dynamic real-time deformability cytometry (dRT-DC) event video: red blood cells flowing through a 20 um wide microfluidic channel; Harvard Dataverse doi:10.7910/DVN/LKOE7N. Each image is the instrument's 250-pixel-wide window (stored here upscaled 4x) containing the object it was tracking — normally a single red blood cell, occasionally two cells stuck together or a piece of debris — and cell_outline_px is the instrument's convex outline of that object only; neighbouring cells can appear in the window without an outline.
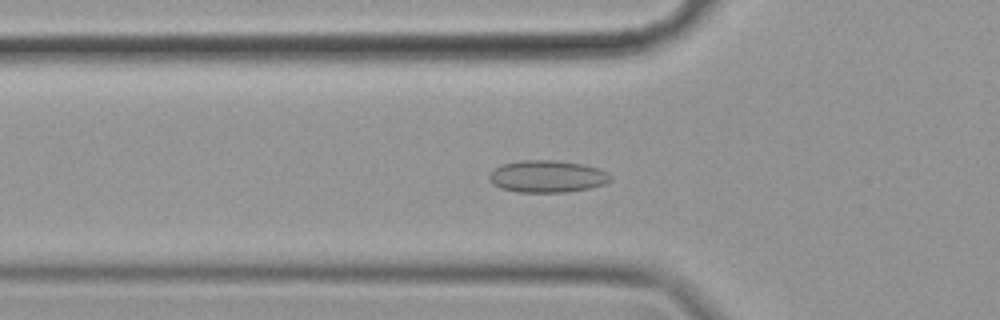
{"species": "common noctule bat (a hibernating species)", "species_latin": "Nyctalus noctula", "temperature_condition": "cold", "stored_images_in_passage": 49, "camera_frame_rate_fps": 3000, "um_per_image_px": 0.085, "animal": {"sex": "female", "body_mass_g": 19.9}, "frame": {"image": 1, "passage_image": 18, "time_ms": 5.667, "image_size_px": [1000, 320], "cell_outline_px": [[612, 180], [604, 184], [588, 188], [568, 192], [516, 192], [500, 188], [492, 184], [488, 180], [488, 176], [492, 168], [504, 164], [524, 160], [556, 160], [584, 164], [608, 172], [612, 176]], "centroid_in_image_um": [46.49, 15.0], "position_along_channel_um": 79.3, "area_um2": 22.89}}
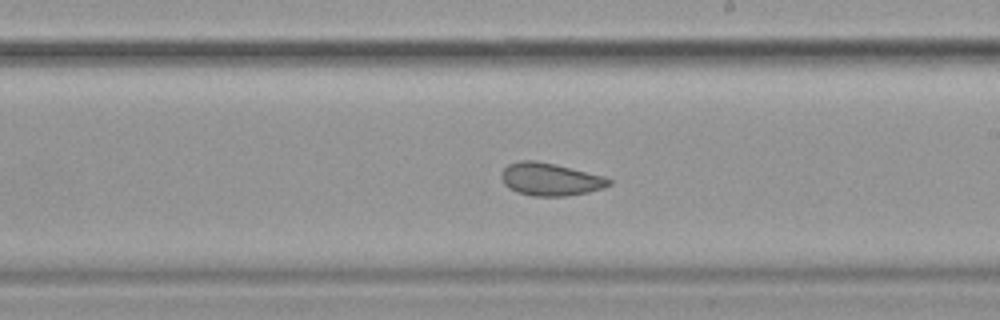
{"frame": {"image": 2, "passage_image": 32, "time_ms": 10.333, "image_size_px": [1000, 320], "cell_outline_px": [[612, 184], [604, 188], [588, 192], [564, 196], [532, 196], [516, 192], [508, 188], [504, 184], [500, 176], [504, 168], [508, 164], [520, 160], [536, 160], [556, 164], [604, 176], [612, 180]], "centroid_in_image_um": [46.76, 15.24], "position_along_channel_um": 242.2, "area_um2": 20.69}}
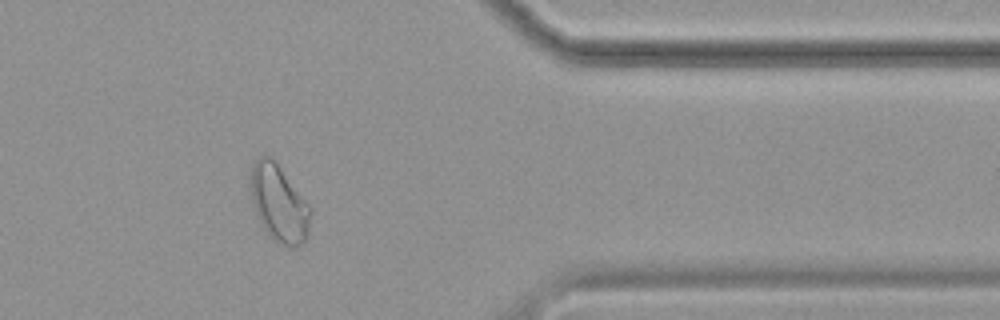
{"frame": {"image": 3, "passage_image": 46, "time_ms": 15.0, "image_size_px": [1000, 320], "cell_outline_px": [[312, 212], [308, 236], [304, 244], [292, 248], [280, 244], [268, 236], [260, 224], [252, 200], [248, 172], [252, 164], [260, 156], [272, 156], [312, 208]], "centroid_in_image_um": [23.71, 17.3], "position_along_channel_um": 387.7, "area_um2": 27.57}, "authors_computed_cell_mechanics": {"area_um2": 22.3686, "velocity_mm_per_s": 3.4935, "shape_relaxation_time_tau1_ms": null, "shape_relaxation_time_tau2_ms": 1.6664, "deformation_change_tau1": null, "deformation_change_tau2": 0.065}}